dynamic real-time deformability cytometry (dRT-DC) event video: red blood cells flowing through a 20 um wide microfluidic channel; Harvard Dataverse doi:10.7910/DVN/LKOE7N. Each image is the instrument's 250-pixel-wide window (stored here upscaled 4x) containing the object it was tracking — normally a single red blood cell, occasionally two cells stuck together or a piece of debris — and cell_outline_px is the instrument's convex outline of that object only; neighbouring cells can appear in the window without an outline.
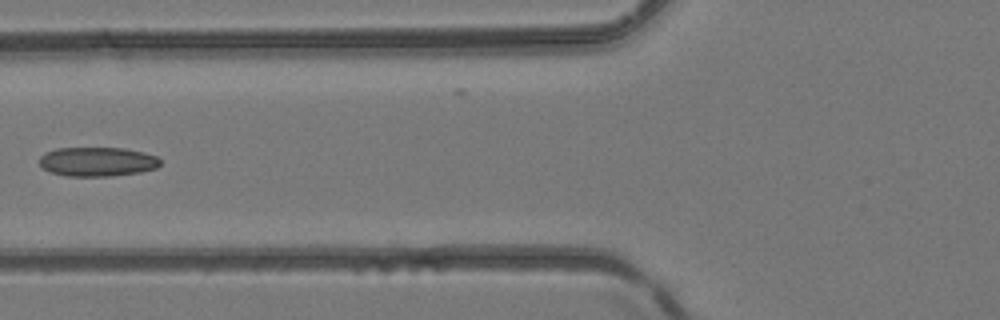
{"species": "common noctule bat (a hibernating species)", "species_latin": "Nyctalus noctula", "temperature_condition": "room temperature", "stored_images_in_passage": 6, "camera_frame_rate_fps": 3000, "um_per_image_px": 0.085, "animal": {"sex": "female", "body_mass_g": 24.6, "forearm_length_mm": 56.2}, "frame": {"image": 1, "passage_image": 6, "time_ms": 1.667, "image_size_px": [1000, 320], "cell_outline_px": [[160, 164], [156, 168], [140, 172], [108, 176], [68, 176], [48, 172], [40, 164], [40, 156], [44, 152], [56, 148], [124, 148], [144, 152], [156, 156], [160, 160]], "centroid_in_image_um": [8.25, 13.74], "position_along_channel_um": 117.5, "area_um2": 20.63}}